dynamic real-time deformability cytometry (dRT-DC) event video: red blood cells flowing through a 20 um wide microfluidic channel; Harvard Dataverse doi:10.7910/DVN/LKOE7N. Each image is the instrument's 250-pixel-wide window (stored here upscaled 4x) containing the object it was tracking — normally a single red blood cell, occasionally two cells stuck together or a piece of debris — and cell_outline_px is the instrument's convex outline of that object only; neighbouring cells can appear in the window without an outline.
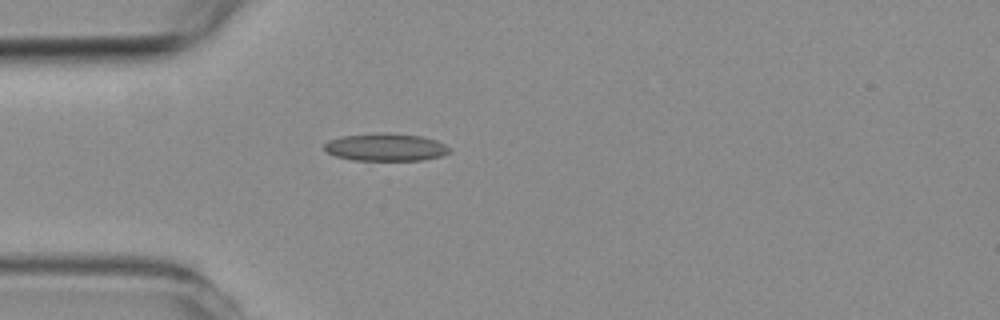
{"species": "common noctule bat (a hibernating species)", "species_latin": "Nyctalus noctula", "temperature_condition": "room temperature", "stored_images_in_passage": 4, "camera_frame_rate_fps": 3000, "um_per_image_px": 0.085, "animal": {"sex": "female", "body_mass_g": 19.3, "forearm_length_mm": 54.1}, "frame": {"image": 1, "passage_image": 4, "time_ms": 4.0, "image_size_px": [1000, 320], "cell_outline_px": [[452, 152], [440, 156], [424, 160], [352, 160], [336, 156], [328, 152], [324, 148], [324, 144], [328, 140], [340, 136], [380, 132], [388, 132], [420, 136], [436, 140], [452, 148]], "centroid_in_image_um": [32.8, 12.5], "position_along_channel_um": 52.2, "area_um2": 20.35}}